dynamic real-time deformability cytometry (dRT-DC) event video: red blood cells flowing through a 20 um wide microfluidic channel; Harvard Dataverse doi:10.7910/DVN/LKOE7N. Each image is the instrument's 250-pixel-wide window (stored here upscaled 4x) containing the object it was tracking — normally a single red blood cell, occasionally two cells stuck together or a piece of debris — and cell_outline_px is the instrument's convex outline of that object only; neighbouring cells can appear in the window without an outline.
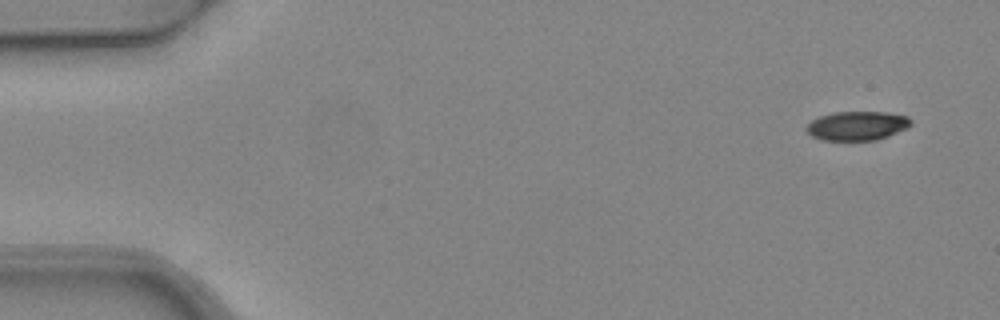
{"species": "common noctule bat (a hibernating species)", "species_latin": "Nyctalus noctula", "temperature_condition": "warm", "stored_images_in_passage": 5, "camera_frame_rate_fps": 3000, "um_per_image_px": 0.085, "animal": {"sex": "female", "body_mass_g": 24.6, "forearm_length_mm": 56.2}, "frame": {"image": 1, "passage_image": 1, "time_ms": 0.0, "image_size_px": [1000, 320], "cell_outline_px": [[912, 124], [908, 128], [888, 136], [876, 140], [824, 140], [812, 136], [804, 128], [812, 120], [820, 116], [832, 112], [888, 112], [908, 116], [912, 120]], "centroid_in_image_um": [72.89, 10.68], "position_along_channel_um": 12.1, "area_um2": 17.8}}
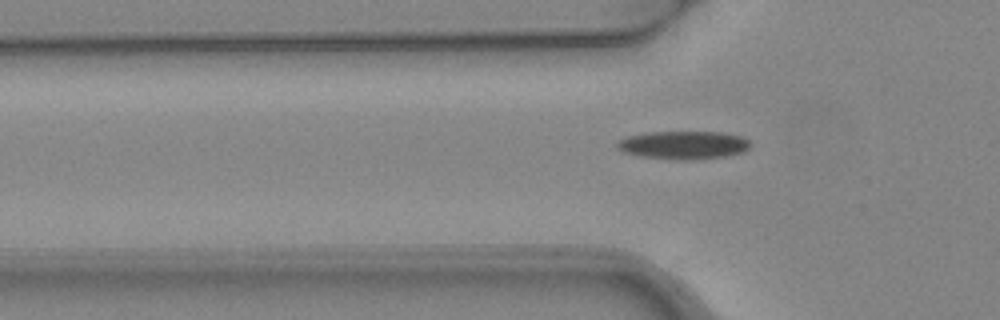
{"frame": {"image": 2, "passage_image": 5, "time_ms": 1.333, "image_size_px": [1000, 320], "cell_outline_px": [[752, 144], [744, 152], [724, 156], [696, 160], [676, 160], [640, 156], [624, 152], [616, 148], [616, 144], [620, 140], [628, 136], [648, 132], [720, 132], [740, 136], [748, 140]], "centroid_in_image_um": [58.1, 12.34], "position_along_channel_um": 67.7, "area_um2": 21.91}}